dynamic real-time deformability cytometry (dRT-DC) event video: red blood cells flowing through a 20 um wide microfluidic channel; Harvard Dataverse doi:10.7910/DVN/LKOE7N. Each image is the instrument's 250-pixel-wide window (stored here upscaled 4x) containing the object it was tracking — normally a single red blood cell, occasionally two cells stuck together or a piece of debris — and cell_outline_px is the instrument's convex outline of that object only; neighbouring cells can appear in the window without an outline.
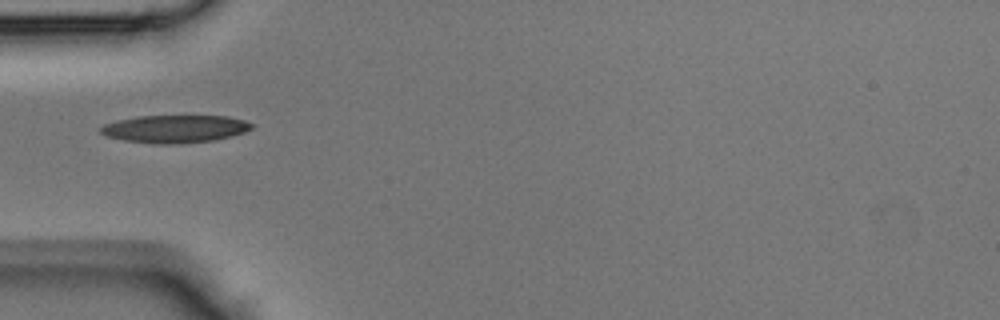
{"species": "Egyptian fruit bat (a non-hibernating species)", "species_latin": "Rousettus aegyptiacus", "temperature_condition": "room temperature", "stored_images_in_passage": 31, "camera_frame_rate_fps": 3000, "um_per_image_px": 0.085, "animal": {"sex": "male"}, "frame": {"image": 1, "passage_image": 1, "time_ms": 0.0, "image_size_px": [1000, 320], "cell_outline_px": [[256, 124], [252, 128], [244, 132], [232, 136], [216, 140], [180, 144], [152, 144], [124, 140], [104, 136], [96, 128], [104, 124], [136, 116], [228, 116], [244, 120]], "centroid_in_image_um": [14.86, 10.96], "position_along_channel_um": 70.1, "area_um2": 24.74}}
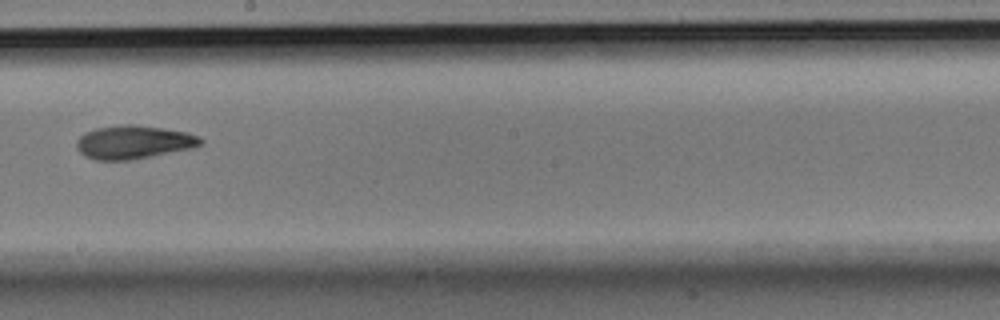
{"frame": {"image": 2, "passage_image": 12, "time_ms": 3.667, "image_size_px": [1000, 320], "cell_outline_px": [[204, 140], [196, 148], [132, 160], [96, 160], [84, 156], [76, 148], [76, 140], [84, 132], [96, 128], [120, 124], [132, 124], [188, 132], [200, 136]], "centroid_in_image_um": [11.37, 12.09], "position_along_channel_um": 236.8, "area_um2": 24.51}}
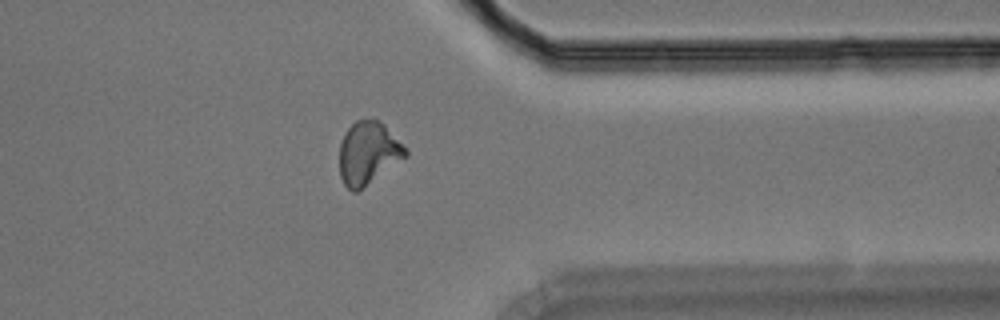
{"frame": {"image": 3, "passage_image": 22, "time_ms": 7.0, "image_size_px": [1000, 320], "cell_outline_px": [[408, 156], [356, 192], [352, 192], [344, 184], [340, 176], [340, 144], [344, 132], [356, 120], [376, 120], [384, 124], [408, 148]], "centroid_in_image_um": [31.31, 13.01], "position_along_channel_um": 380.1, "area_um2": 24.1}}